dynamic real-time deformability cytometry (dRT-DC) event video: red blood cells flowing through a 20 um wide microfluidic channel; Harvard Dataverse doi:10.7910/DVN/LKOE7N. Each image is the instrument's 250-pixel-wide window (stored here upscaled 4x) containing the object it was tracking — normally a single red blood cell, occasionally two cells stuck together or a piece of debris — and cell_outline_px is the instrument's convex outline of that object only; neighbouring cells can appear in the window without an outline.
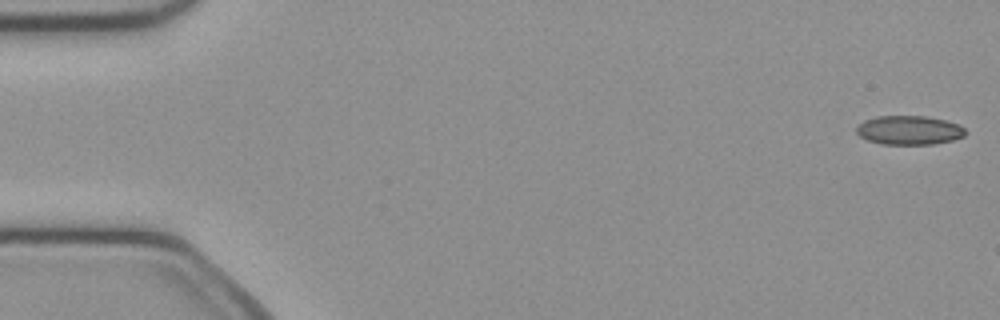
{"species": "common noctule bat (a hibernating species)", "species_latin": "Nyctalus noctula", "temperature_condition": "cold", "stored_images_in_passage": 7, "camera_frame_rate_fps": 3000, "um_per_image_px": 0.085, "animal": {"sex": "female", "body_mass_g": 21.9}, "frame": {"image": 1, "passage_image": 1, "time_ms": 0.0, "image_size_px": [1000, 320], "cell_outline_px": [[968, 132], [964, 136], [952, 140], [932, 144], [880, 144], [868, 140], [860, 136], [856, 132], [856, 124], [864, 120], [876, 116], [924, 116], [944, 120], [960, 124]], "centroid_in_image_um": [77.26, 11.06], "position_along_channel_um": 7.7, "area_um2": 18.55}}